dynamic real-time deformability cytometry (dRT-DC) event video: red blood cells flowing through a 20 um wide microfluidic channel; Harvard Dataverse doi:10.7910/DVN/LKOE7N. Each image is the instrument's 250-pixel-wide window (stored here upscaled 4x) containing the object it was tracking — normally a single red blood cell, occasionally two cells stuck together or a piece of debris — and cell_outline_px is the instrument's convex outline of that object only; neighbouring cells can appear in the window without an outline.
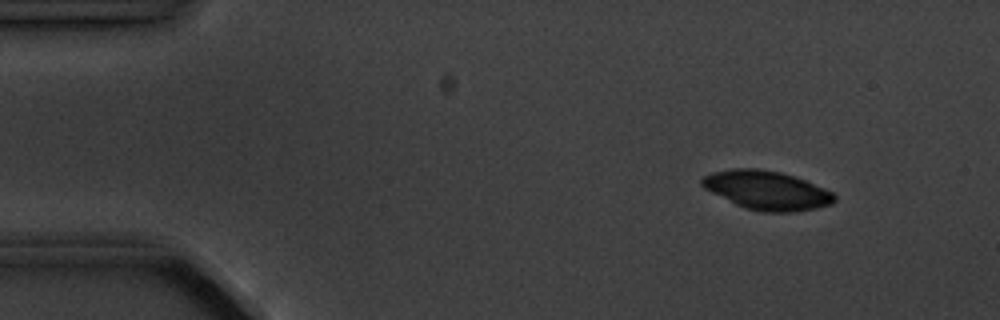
{"species": "common noctule bat (a hibernating species)", "species_latin": "Nyctalus noctula", "temperature_condition": "cold", "stored_images_in_passage": 8, "camera_frame_rate_fps": 3000, "um_per_image_px": 0.085, "animal": {"sex": "male", "body_mass_g": 20.1, "forearm_length_mm": 53.5}, "frame": {"image": 1, "passage_image": 2, "time_ms": 1.0, "image_size_px": [1000, 320], "cell_outline_px": [[836, 200], [832, 204], [816, 208], [792, 212], [764, 212], [744, 208], [704, 188], [700, 184], [700, 180], [704, 176], [712, 172], [732, 168], [756, 168], [780, 172], [804, 180], [824, 188], [832, 192], [836, 196]], "centroid_in_image_um": [65.17, 16.17], "position_along_channel_um": 19.8, "area_um2": 29.82}}